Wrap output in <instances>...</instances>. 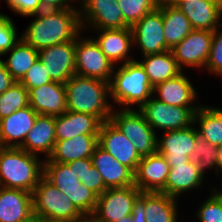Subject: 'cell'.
<instances>
[{"label":"cell","mask_w":222,"mask_h":222,"mask_svg":"<svg viewBox=\"0 0 222 222\" xmlns=\"http://www.w3.org/2000/svg\"><path fill=\"white\" fill-rule=\"evenodd\" d=\"M214 32L210 30L193 29L171 51L179 68L199 69L204 71L208 61Z\"/></svg>","instance_id":"8fae6325"},{"label":"cell","mask_w":222,"mask_h":222,"mask_svg":"<svg viewBox=\"0 0 222 222\" xmlns=\"http://www.w3.org/2000/svg\"><path fill=\"white\" fill-rule=\"evenodd\" d=\"M142 60H137L148 75L150 84L155 87L157 84L165 82L182 72L179 68L173 52L167 50L158 54L146 55Z\"/></svg>","instance_id":"83f0119b"},{"label":"cell","mask_w":222,"mask_h":222,"mask_svg":"<svg viewBox=\"0 0 222 222\" xmlns=\"http://www.w3.org/2000/svg\"><path fill=\"white\" fill-rule=\"evenodd\" d=\"M222 173V145L218 146V177Z\"/></svg>","instance_id":"681fc988"},{"label":"cell","mask_w":222,"mask_h":222,"mask_svg":"<svg viewBox=\"0 0 222 222\" xmlns=\"http://www.w3.org/2000/svg\"><path fill=\"white\" fill-rule=\"evenodd\" d=\"M77 5L78 8L119 7L117 0H77Z\"/></svg>","instance_id":"f6af8a7d"},{"label":"cell","mask_w":222,"mask_h":222,"mask_svg":"<svg viewBox=\"0 0 222 222\" xmlns=\"http://www.w3.org/2000/svg\"><path fill=\"white\" fill-rule=\"evenodd\" d=\"M92 165L102 176L107 188H123L135 185V173L101 148H95Z\"/></svg>","instance_id":"44dd1931"},{"label":"cell","mask_w":222,"mask_h":222,"mask_svg":"<svg viewBox=\"0 0 222 222\" xmlns=\"http://www.w3.org/2000/svg\"><path fill=\"white\" fill-rule=\"evenodd\" d=\"M32 197L33 215L39 219L57 222H77L85 218L71 199L44 176L35 186Z\"/></svg>","instance_id":"5b68a950"},{"label":"cell","mask_w":222,"mask_h":222,"mask_svg":"<svg viewBox=\"0 0 222 222\" xmlns=\"http://www.w3.org/2000/svg\"><path fill=\"white\" fill-rule=\"evenodd\" d=\"M169 170L165 157L158 152L142 157L135 172V186L141 192H161Z\"/></svg>","instance_id":"d6986e66"},{"label":"cell","mask_w":222,"mask_h":222,"mask_svg":"<svg viewBox=\"0 0 222 222\" xmlns=\"http://www.w3.org/2000/svg\"><path fill=\"white\" fill-rule=\"evenodd\" d=\"M56 142L55 117L38 114L33 128L20 147L30 154L48 159ZM41 155V156H40Z\"/></svg>","instance_id":"d4e9b609"},{"label":"cell","mask_w":222,"mask_h":222,"mask_svg":"<svg viewBox=\"0 0 222 222\" xmlns=\"http://www.w3.org/2000/svg\"><path fill=\"white\" fill-rule=\"evenodd\" d=\"M5 4L15 15L25 18L43 11L39 0H5Z\"/></svg>","instance_id":"60d3db41"},{"label":"cell","mask_w":222,"mask_h":222,"mask_svg":"<svg viewBox=\"0 0 222 222\" xmlns=\"http://www.w3.org/2000/svg\"><path fill=\"white\" fill-rule=\"evenodd\" d=\"M101 121L92 115L66 111L55 117L56 141L74 138L78 135H98Z\"/></svg>","instance_id":"484cf974"},{"label":"cell","mask_w":222,"mask_h":222,"mask_svg":"<svg viewBox=\"0 0 222 222\" xmlns=\"http://www.w3.org/2000/svg\"><path fill=\"white\" fill-rule=\"evenodd\" d=\"M84 35L82 32L75 40L76 75L110 82L115 65L92 38L94 35Z\"/></svg>","instance_id":"9c48e42d"},{"label":"cell","mask_w":222,"mask_h":222,"mask_svg":"<svg viewBox=\"0 0 222 222\" xmlns=\"http://www.w3.org/2000/svg\"><path fill=\"white\" fill-rule=\"evenodd\" d=\"M67 111L97 117L102 123L110 120L114 110L110 99V82L73 75L66 83Z\"/></svg>","instance_id":"7a4b0ae2"},{"label":"cell","mask_w":222,"mask_h":222,"mask_svg":"<svg viewBox=\"0 0 222 222\" xmlns=\"http://www.w3.org/2000/svg\"><path fill=\"white\" fill-rule=\"evenodd\" d=\"M91 31L92 33L94 31L97 35L92 38L99 45L105 56L114 65L125 64L126 62L136 60L135 56L133 57L130 55V53L135 50L133 43V31L131 27Z\"/></svg>","instance_id":"2e32d148"},{"label":"cell","mask_w":222,"mask_h":222,"mask_svg":"<svg viewBox=\"0 0 222 222\" xmlns=\"http://www.w3.org/2000/svg\"><path fill=\"white\" fill-rule=\"evenodd\" d=\"M7 53L10 54L6 58L7 60H3V63L16 82L23 78L38 59V50L27 44L22 38L0 58L7 55Z\"/></svg>","instance_id":"d6a6232c"},{"label":"cell","mask_w":222,"mask_h":222,"mask_svg":"<svg viewBox=\"0 0 222 222\" xmlns=\"http://www.w3.org/2000/svg\"><path fill=\"white\" fill-rule=\"evenodd\" d=\"M82 31L128 28L120 7L79 8Z\"/></svg>","instance_id":"f1b7e54d"},{"label":"cell","mask_w":222,"mask_h":222,"mask_svg":"<svg viewBox=\"0 0 222 222\" xmlns=\"http://www.w3.org/2000/svg\"><path fill=\"white\" fill-rule=\"evenodd\" d=\"M158 135L157 152L165 157L170 167L187 163L199 137L195 124L180 130L164 131Z\"/></svg>","instance_id":"7c38bea8"},{"label":"cell","mask_w":222,"mask_h":222,"mask_svg":"<svg viewBox=\"0 0 222 222\" xmlns=\"http://www.w3.org/2000/svg\"><path fill=\"white\" fill-rule=\"evenodd\" d=\"M177 200L162 192H145L146 222H178Z\"/></svg>","instance_id":"f546056e"},{"label":"cell","mask_w":222,"mask_h":222,"mask_svg":"<svg viewBox=\"0 0 222 222\" xmlns=\"http://www.w3.org/2000/svg\"><path fill=\"white\" fill-rule=\"evenodd\" d=\"M98 146V135H78L71 139L57 140L48 159L57 163H69L74 160L91 157Z\"/></svg>","instance_id":"4316f807"},{"label":"cell","mask_w":222,"mask_h":222,"mask_svg":"<svg viewBox=\"0 0 222 222\" xmlns=\"http://www.w3.org/2000/svg\"><path fill=\"white\" fill-rule=\"evenodd\" d=\"M145 212V192H141L140 195L134 201L131 217L134 222H146L144 215Z\"/></svg>","instance_id":"ee69618b"},{"label":"cell","mask_w":222,"mask_h":222,"mask_svg":"<svg viewBox=\"0 0 222 222\" xmlns=\"http://www.w3.org/2000/svg\"><path fill=\"white\" fill-rule=\"evenodd\" d=\"M193 29L215 31L222 24V0H189L177 6Z\"/></svg>","instance_id":"7402d4cb"},{"label":"cell","mask_w":222,"mask_h":222,"mask_svg":"<svg viewBox=\"0 0 222 222\" xmlns=\"http://www.w3.org/2000/svg\"><path fill=\"white\" fill-rule=\"evenodd\" d=\"M42 10L78 8L77 0H39Z\"/></svg>","instance_id":"7bdbcfd3"},{"label":"cell","mask_w":222,"mask_h":222,"mask_svg":"<svg viewBox=\"0 0 222 222\" xmlns=\"http://www.w3.org/2000/svg\"><path fill=\"white\" fill-rule=\"evenodd\" d=\"M185 72L186 70L165 82L157 84L153 89V96L159 101L172 106L200 107L202 104L198 102L197 88Z\"/></svg>","instance_id":"e0dca14e"},{"label":"cell","mask_w":222,"mask_h":222,"mask_svg":"<svg viewBox=\"0 0 222 222\" xmlns=\"http://www.w3.org/2000/svg\"><path fill=\"white\" fill-rule=\"evenodd\" d=\"M43 176L66 194L85 217L93 215L98 196L81 183L74 167H69L66 163L44 161Z\"/></svg>","instance_id":"8992f818"},{"label":"cell","mask_w":222,"mask_h":222,"mask_svg":"<svg viewBox=\"0 0 222 222\" xmlns=\"http://www.w3.org/2000/svg\"><path fill=\"white\" fill-rule=\"evenodd\" d=\"M16 81L5 67L3 60L0 58V95L10 88Z\"/></svg>","instance_id":"bcb514c9"},{"label":"cell","mask_w":222,"mask_h":222,"mask_svg":"<svg viewBox=\"0 0 222 222\" xmlns=\"http://www.w3.org/2000/svg\"><path fill=\"white\" fill-rule=\"evenodd\" d=\"M33 216L32 193L0 187V222H24Z\"/></svg>","instance_id":"cb8c5ba5"},{"label":"cell","mask_w":222,"mask_h":222,"mask_svg":"<svg viewBox=\"0 0 222 222\" xmlns=\"http://www.w3.org/2000/svg\"><path fill=\"white\" fill-rule=\"evenodd\" d=\"M117 222H134V220L132 219L131 216H127V217H124V218L118 220Z\"/></svg>","instance_id":"f907efd6"},{"label":"cell","mask_w":222,"mask_h":222,"mask_svg":"<svg viewBox=\"0 0 222 222\" xmlns=\"http://www.w3.org/2000/svg\"><path fill=\"white\" fill-rule=\"evenodd\" d=\"M24 222H36V216H33L32 218Z\"/></svg>","instance_id":"db71d44e"},{"label":"cell","mask_w":222,"mask_h":222,"mask_svg":"<svg viewBox=\"0 0 222 222\" xmlns=\"http://www.w3.org/2000/svg\"><path fill=\"white\" fill-rule=\"evenodd\" d=\"M80 181L97 196H100L105 190L108 189L105 186L102 176L93 165H86L83 180Z\"/></svg>","instance_id":"b9f144b4"},{"label":"cell","mask_w":222,"mask_h":222,"mask_svg":"<svg viewBox=\"0 0 222 222\" xmlns=\"http://www.w3.org/2000/svg\"><path fill=\"white\" fill-rule=\"evenodd\" d=\"M210 192L209 197L195 209L194 218L198 222H222V188L214 184Z\"/></svg>","instance_id":"d590c367"},{"label":"cell","mask_w":222,"mask_h":222,"mask_svg":"<svg viewBox=\"0 0 222 222\" xmlns=\"http://www.w3.org/2000/svg\"><path fill=\"white\" fill-rule=\"evenodd\" d=\"M14 20L0 12V57L8 52L20 39Z\"/></svg>","instance_id":"74e56055"},{"label":"cell","mask_w":222,"mask_h":222,"mask_svg":"<svg viewBox=\"0 0 222 222\" xmlns=\"http://www.w3.org/2000/svg\"><path fill=\"white\" fill-rule=\"evenodd\" d=\"M42 157L21 148L0 146V187L33 193L43 176Z\"/></svg>","instance_id":"277c9868"},{"label":"cell","mask_w":222,"mask_h":222,"mask_svg":"<svg viewBox=\"0 0 222 222\" xmlns=\"http://www.w3.org/2000/svg\"><path fill=\"white\" fill-rule=\"evenodd\" d=\"M37 116L29 105L0 119V146L20 148Z\"/></svg>","instance_id":"ffe728a7"},{"label":"cell","mask_w":222,"mask_h":222,"mask_svg":"<svg viewBox=\"0 0 222 222\" xmlns=\"http://www.w3.org/2000/svg\"><path fill=\"white\" fill-rule=\"evenodd\" d=\"M194 124L199 137L217 147L222 145V108L202 104L195 112Z\"/></svg>","instance_id":"4dcf8cb0"},{"label":"cell","mask_w":222,"mask_h":222,"mask_svg":"<svg viewBox=\"0 0 222 222\" xmlns=\"http://www.w3.org/2000/svg\"><path fill=\"white\" fill-rule=\"evenodd\" d=\"M199 107L172 106L151 96L138 110L147 123L158 134L164 131L180 130L194 124V115Z\"/></svg>","instance_id":"ba28073f"},{"label":"cell","mask_w":222,"mask_h":222,"mask_svg":"<svg viewBox=\"0 0 222 222\" xmlns=\"http://www.w3.org/2000/svg\"><path fill=\"white\" fill-rule=\"evenodd\" d=\"M38 58L54 82L65 84L75 72V40L40 49Z\"/></svg>","instance_id":"9a60e30c"},{"label":"cell","mask_w":222,"mask_h":222,"mask_svg":"<svg viewBox=\"0 0 222 222\" xmlns=\"http://www.w3.org/2000/svg\"><path fill=\"white\" fill-rule=\"evenodd\" d=\"M141 191L135 186L108 188L97 197V205L91 216L96 222H117L131 216L132 207Z\"/></svg>","instance_id":"30bf717a"},{"label":"cell","mask_w":222,"mask_h":222,"mask_svg":"<svg viewBox=\"0 0 222 222\" xmlns=\"http://www.w3.org/2000/svg\"><path fill=\"white\" fill-rule=\"evenodd\" d=\"M190 162L196 164L199 171L207 178L208 170H214L218 178V147L198 137L197 144L189 156ZM212 168V169H211ZM206 170V171H205ZM207 175V176H206Z\"/></svg>","instance_id":"836d02e7"},{"label":"cell","mask_w":222,"mask_h":222,"mask_svg":"<svg viewBox=\"0 0 222 222\" xmlns=\"http://www.w3.org/2000/svg\"><path fill=\"white\" fill-rule=\"evenodd\" d=\"M117 2L125 24L131 28L158 6L157 0H117Z\"/></svg>","instance_id":"8d00e7d4"},{"label":"cell","mask_w":222,"mask_h":222,"mask_svg":"<svg viewBox=\"0 0 222 222\" xmlns=\"http://www.w3.org/2000/svg\"><path fill=\"white\" fill-rule=\"evenodd\" d=\"M222 24L214 31L211 50L205 65L207 73L222 79Z\"/></svg>","instance_id":"f35d334b"},{"label":"cell","mask_w":222,"mask_h":222,"mask_svg":"<svg viewBox=\"0 0 222 222\" xmlns=\"http://www.w3.org/2000/svg\"><path fill=\"white\" fill-rule=\"evenodd\" d=\"M69 167H74V172L80 180H83L84 173L86 171V165H92L91 157H87L84 159H78L66 163Z\"/></svg>","instance_id":"7dc6e473"},{"label":"cell","mask_w":222,"mask_h":222,"mask_svg":"<svg viewBox=\"0 0 222 222\" xmlns=\"http://www.w3.org/2000/svg\"><path fill=\"white\" fill-rule=\"evenodd\" d=\"M19 82L29 90L50 83L52 79L38 58Z\"/></svg>","instance_id":"ab89813d"},{"label":"cell","mask_w":222,"mask_h":222,"mask_svg":"<svg viewBox=\"0 0 222 222\" xmlns=\"http://www.w3.org/2000/svg\"><path fill=\"white\" fill-rule=\"evenodd\" d=\"M132 31L134 48L139 49L141 57L167 51L162 11L158 7L139 20Z\"/></svg>","instance_id":"4fadbf2b"},{"label":"cell","mask_w":222,"mask_h":222,"mask_svg":"<svg viewBox=\"0 0 222 222\" xmlns=\"http://www.w3.org/2000/svg\"><path fill=\"white\" fill-rule=\"evenodd\" d=\"M27 106H29L28 90L20 82H15L0 95V119Z\"/></svg>","instance_id":"e575fe53"},{"label":"cell","mask_w":222,"mask_h":222,"mask_svg":"<svg viewBox=\"0 0 222 222\" xmlns=\"http://www.w3.org/2000/svg\"><path fill=\"white\" fill-rule=\"evenodd\" d=\"M157 7L162 11L166 49L172 50L193 30V27L177 6Z\"/></svg>","instance_id":"1f68e13d"},{"label":"cell","mask_w":222,"mask_h":222,"mask_svg":"<svg viewBox=\"0 0 222 222\" xmlns=\"http://www.w3.org/2000/svg\"><path fill=\"white\" fill-rule=\"evenodd\" d=\"M189 0H157L158 6H178L182 2Z\"/></svg>","instance_id":"c3c4849f"},{"label":"cell","mask_w":222,"mask_h":222,"mask_svg":"<svg viewBox=\"0 0 222 222\" xmlns=\"http://www.w3.org/2000/svg\"><path fill=\"white\" fill-rule=\"evenodd\" d=\"M153 89L137 59L114 66L110 81V99L114 109H139L153 96Z\"/></svg>","instance_id":"3957f363"},{"label":"cell","mask_w":222,"mask_h":222,"mask_svg":"<svg viewBox=\"0 0 222 222\" xmlns=\"http://www.w3.org/2000/svg\"><path fill=\"white\" fill-rule=\"evenodd\" d=\"M27 17H32L33 20L21 33V38L38 51L74 41L83 32L79 8L43 10Z\"/></svg>","instance_id":"6da1fadb"},{"label":"cell","mask_w":222,"mask_h":222,"mask_svg":"<svg viewBox=\"0 0 222 222\" xmlns=\"http://www.w3.org/2000/svg\"><path fill=\"white\" fill-rule=\"evenodd\" d=\"M98 145L112 155L117 161L130 168L134 173L142 157L133 143L111 121L101 123Z\"/></svg>","instance_id":"5bb4252c"},{"label":"cell","mask_w":222,"mask_h":222,"mask_svg":"<svg viewBox=\"0 0 222 222\" xmlns=\"http://www.w3.org/2000/svg\"><path fill=\"white\" fill-rule=\"evenodd\" d=\"M77 222H96L92 217H85L84 219Z\"/></svg>","instance_id":"816d5d0a"},{"label":"cell","mask_w":222,"mask_h":222,"mask_svg":"<svg viewBox=\"0 0 222 222\" xmlns=\"http://www.w3.org/2000/svg\"><path fill=\"white\" fill-rule=\"evenodd\" d=\"M29 105L41 115L60 116L67 111L66 87L59 82H50L28 90Z\"/></svg>","instance_id":"ac0fdd59"},{"label":"cell","mask_w":222,"mask_h":222,"mask_svg":"<svg viewBox=\"0 0 222 222\" xmlns=\"http://www.w3.org/2000/svg\"><path fill=\"white\" fill-rule=\"evenodd\" d=\"M36 222H57V221H49L45 219H39L38 217H36Z\"/></svg>","instance_id":"f5cc1de1"},{"label":"cell","mask_w":222,"mask_h":222,"mask_svg":"<svg viewBox=\"0 0 222 222\" xmlns=\"http://www.w3.org/2000/svg\"><path fill=\"white\" fill-rule=\"evenodd\" d=\"M110 120L133 143L141 157L157 152L158 134L138 109L115 108Z\"/></svg>","instance_id":"52a82bcc"},{"label":"cell","mask_w":222,"mask_h":222,"mask_svg":"<svg viewBox=\"0 0 222 222\" xmlns=\"http://www.w3.org/2000/svg\"><path fill=\"white\" fill-rule=\"evenodd\" d=\"M204 179L207 178L202 175L196 164L190 161L176 164L170 167L165 188L161 192L179 200L181 195L202 188Z\"/></svg>","instance_id":"603a6c76"}]
</instances>
